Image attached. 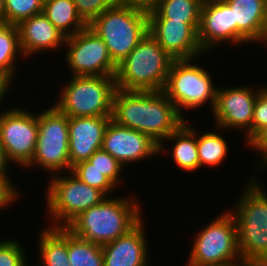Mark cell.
<instances>
[{
    "mask_svg": "<svg viewBox=\"0 0 267 266\" xmlns=\"http://www.w3.org/2000/svg\"><path fill=\"white\" fill-rule=\"evenodd\" d=\"M186 119L162 90L125 91L117 88L114 93L111 120L144 133L158 145Z\"/></svg>",
    "mask_w": 267,
    "mask_h": 266,
    "instance_id": "obj_1",
    "label": "cell"
},
{
    "mask_svg": "<svg viewBox=\"0 0 267 266\" xmlns=\"http://www.w3.org/2000/svg\"><path fill=\"white\" fill-rule=\"evenodd\" d=\"M110 197L80 213L65 228L82 240L103 245L125 235L144 218L135 196Z\"/></svg>",
    "mask_w": 267,
    "mask_h": 266,
    "instance_id": "obj_2",
    "label": "cell"
},
{
    "mask_svg": "<svg viewBox=\"0 0 267 266\" xmlns=\"http://www.w3.org/2000/svg\"><path fill=\"white\" fill-rule=\"evenodd\" d=\"M233 210L238 250L244 266L267 265V193L251 176ZM260 183V184H259Z\"/></svg>",
    "mask_w": 267,
    "mask_h": 266,
    "instance_id": "obj_3",
    "label": "cell"
},
{
    "mask_svg": "<svg viewBox=\"0 0 267 266\" xmlns=\"http://www.w3.org/2000/svg\"><path fill=\"white\" fill-rule=\"evenodd\" d=\"M88 27L104 41L113 63L118 66L148 33L147 4L120 0Z\"/></svg>",
    "mask_w": 267,
    "mask_h": 266,
    "instance_id": "obj_4",
    "label": "cell"
},
{
    "mask_svg": "<svg viewBox=\"0 0 267 266\" xmlns=\"http://www.w3.org/2000/svg\"><path fill=\"white\" fill-rule=\"evenodd\" d=\"M173 61L148 32L117 66L116 86L125 91H161Z\"/></svg>",
    "mask_w": 267,
    "mask_h": 266,
    "instance_id": "obj_5",
    "label": "cell"
},
{
    "mask_svg": "<svg viewBox=\"0 0 267 266\" xmlns=\"http://www.w3.org/2000/svg\"><path fill=\"white\" fill-rule=\"evenodd\" d=\"M54 106L68 117L111 116L115 76H70Z\"/></svg>",
    "mask_w": 267,
    "mask_h": 266,
    "instance_id": "obj_6",
    "label": "cell"
},
{
    "mask_svg": "<svg viewBox=\"0 0 267 266\" xmlns=\"http://www.w3.org/2000/svg\"><path fill=\"white\" fill-rule=\"evenodd\" d=\"M51 177L46 187L45 204L52 222L49 227L65 228L80 213L100 204L107 196L77 178L71 171Z\"/></svg>",
    "mask_w": 267,
    "mask_h": 266,
    "instance_id": "obj_7",
    "label": "cell"
},
{
    "mask_svg": "<svg viewBox=\"0 0 267 266\" xmlns=\"http://www.w3.org/2000/svg\"><path fill=\"white\" fill-rule=\"evenodd\" d=\"M194 60H174L162 90L184 118V110H196L206 103L212 112L218 89L208 69Z\"/></svg>",
    "mask_w": 267,
    "mask_h": 266,
    "instance_id": "obj_8",
    "label": "cell"
},
{
    "mask_svg": "<svg viewBox=\"0 0 267 266\" xmlns=\"http://www.w3.org/2000/svg\"><path fill=\"white\" fill-rule=\"evenodd\" d=\"M34 166L43 169L44 172H52V176L60 173L62 175L66 170L70 171L68 116L54 105L38 113L34 157L25 169Z\"/></svg>",
    "mask_w": 267,
    "mask_h": 266,
    "instance_id": "obj_9",
    "label": "cell"
},
{
    "mask_svg": "<svg viewBox=\"0 0 267 266\" xmlns=\"http://www.w3.org/2000/svg\"><path fill=\"white\" fill-rule=\"evenodd\" d=\"M188 262L200 265H243L236 222L229 209L196 233Z\"/></svg>",
    "mask_w": 267,
    "mask_h": 266,
    "instance_id": "obj_10",
    "label": "cell"
},
{
    "mask_svg": "<svg viewBox=\"0 0 267 266\" xmlns=\"http://www.w3.org/2000/svg\"><path fill=\"white\" fill-rule=\"evenodd\" d=\"M38 134V113L10 108L0 111V140L7 160L25 168L33 159Z\"/></svg>",
    "mask_w": 267,
    "mask_h": 266,
    "instance_id": "obj_11",
    "label": "cell"
},
{
    "mask_svg": "<svg viewBox=\"0 0 267 266\" xmlns=\"http://www.w3.org/2000/svg\"><path fill=\"white\" fill-rule=\"evenodd\" d=\"M65 61L72 76H116L104 41L89 27L65 39Z\"/></svg>",
    "mask_w": 267,
    "mask_h": 266,
    "instance_id": "obj_12",
    "label": "cell"
},
{
    "mask_svg": "<svg viewBox=\"0 0 267 266\" xmlns=\"http://www.w3.org/2000/svg\"><path fill=\"white\" fill-rule=\"evenodd\" d=\"M264 87L251 89L250 85L222 88L218 87L215 104L212 110L216 128L242 130L245 143L248 146L252 142V120L254 104L258 93Z\"/></svg>",
    "mask_w": 267,
    "mask_h": 266,
    "instance_id": "obj_13",
    "label": "cell"
},
{
    "mask_svg": "<svg viewBox=\"0 0 267 266\" xmlns=\"http://www.w3.org/2000/svg\"><path fill=\"white\" fill-rule=\"evenodd\" d=\"M199 25L148 19V32L174 60L198 59L205 54L198 40Z\"/></svg>",
    "mask_w": 267,
    "mask_h": 266,
    "instance_id": "obj_14",
    "label": "cell"
},
{
    "mask_svg": "<svg viewBox=\"0 0 267 266\" xmlns=\"http://www.w3.org/2000/svg\"><path fill=\"white\" fill-rule=\"evenodd\" d=\"M124 167L159 155V145L149 136L134 129L120 126L110 120L104 133L102 148Z\"/></svg>",
    "mask_w": 267,
    "mask_h": 266,
    "instance_id": "obj_15",
    "label": "cell"
},
{
    "mask_svg": "<svg viewBox=\"0 0 267 266\" xmlns=\"http://www.w3.org/2000/svg\"><path fill=\"white\" fill-rule=\"evenodd\" d=\"M198 40L206 54L225 42L237 46V24H233V10L225 2L203 1Z\"/></svg>",
    "mask_w": 267,
    "mask_h": 266,
    "instance_id": "obj_16",
    "label": "cell"
},
{
    "mask_svg": "<svg viewBox=\"0 0 267 266\" xmlns=\"http://www.w3.org/2000/svg\"><path fill=\"white\" fill-rule=\"evenodd\" d=\"M110 120L111 116L68 117L70 171L74 165L87 161L102 148Z\"/></svg>",
    "mask_w": 267,
    "mask_h": 266,
    "instance_id": "obj_17",
    "label": "cell"
},
{
    "mask_svg": "<svg viewBox=\"0 0 267 266\" xmlns=\"http://www.w3.org/2000/svg\"><path fill=\"white\" fill-rule=\"evenodd\" d=\"M144 223L142 219L125 235L101 245L103 266H145L150 263Z\"/></svg>",
    "mask_w": 267,
    "mask_h": 266,
    "instance_id": "obj_18",
    "label": "cell"
},
{
    "mask_svg": "<svg viewBox=\"0 0 267 266\" xmlns=\"http://www.w3.org/2000/svg\"><path fill=\"white\" fill-rule=\"evenodd\" d=\"M20 47L24 59L40 52L58 51L65 45L66 37L46 18L43 13L24 19L18 25ZM63 45V46H62Z\"/></svg>",
    "mask_w": 267,
    "mask_h": 266,
    "instance_id": "obj_19",
    "label": "cell"
},
{
    "mask_svg": "<svg viewBox=\"0 0 267 266\" xmlns=\"http://www.w3.org/2000/svg\"><path fill=\"white\" fill-rule=\"evenodd\" d=\"M237 24V46L246 43L267 44V0H227Z\"/></svg>",
    "mask_w": 267,
    "mask_h": 266,
    "instance_id": "obj_20",
    "label": "cell"
},
{
    "mask_svg": "<svg viewBox=\"0 0 267 266\" xmlns=\"http://www.w3.org/2000/svg\"><path fill=\"white\" fill-rule=\"evenodd\" d=\"M189 125V119L172 134H170L160 145L159 154L165 151L166 141L173 143L171 146V158L175 165L186 172L199 171V157L197 148V131ZM174 141V142H173ZM165 147V148H164Z\"/></svg>",
    "mask_w": 267,
    "mask_h": 266,
    "instance_id": "obj_21",
    "label": "cell"
},
{
    "mask_svg": "<svg viewBox=\"0 0 267 266\" xmlns=\"http://www.w3.org/2000/svg\"><path fill=\"white\" fill-rule=\"evenodd\" d=\"M39 235V265L36 266H71L68 261V230L52 228L46 225ZM33 265V266H34Z\"/></svg>",
    "mask_w": 267,
    "mask_h": 266,
    "instance_id": "obj_22",
    "label": "cell"
},
{
    "mask_svg": "<svg viewBox=\"0 0 267 266\" xmlns=\"http://www.w3.org/2000/svg\"><path fill=\"white\" fill-rule=\"evenodd\" d=\"M204 0H152L147 4L148 19H171L187 24H200Z\"/></svg>",
    "mask_w": 267,
    "mask_h": 266,
    "instance_id": "obj_23",
    "label": "cell"
},
{
    "mask_svg": "<svg viewBox=\"0 0 267 266\" xmlns=\"http://www.w3.org/2000/svg\"><path fill=\"white\" fill-rule=\"evenodd\" d=\"M42 13L66 38L88 27L72 0H44Z\"/></svg>",
    "mask_w": 267,
    "mask_h": 266,
    "instance_id": "obj_24",
    "label": "cell"
},
{
    "mask_svg": "<svg viewBox=\"0 0 267 266\" xmlns=\"http://www.w3.org/2000/svg\"><path fill=\"white\" fill-rule=\"evenodd\" d=\"M20 57L24 58V55L20 47L17 25L10 23L0 25V73L11 82L17 73V60H20Z\"/></svg>",
    "mask_w": 267,
    "mask_h": 266,
    "instance_id": "obj_25",
    "label": "cell"
},
{
    "mask_svg": "<svg viewBox=\"0 0 267 266\" xmlns=\"http://www.w3.org/2000/svg\"><path fill=\"white\" fill-rule=\"evenodd\" d=\"M205 131L204 133H199L197 130V148L199 157V169L208 166L216 168L220 166L224 161L227 160L226 156L229 153V144L219 133L218 129Z\"/></svg>",
    "mask_w": 267,
    "mask_h": 266,
    "instance_id": "obj_26",
    "label": "cell"
},
{
    "mask_svg": "<svg viewBox=\"0 0 267 266\" xmlns=\"http://www.w3.org/2000/svg\"><path fill=\"white\" fill-rule=\"evenodd\" d=\"M68 261L71 266H103L102 247L68 231Z\"/></svg>",
    "mask_w": 267,
    "mask_h": 266,
    "instance_id": "obj_27",
    "label": "cell"
},
{
    "mask_svg": "<svg viewBox=\"0 0 267 266\" xmlns=\"http://www.w3.org/2000/svg\"><path fill=\"white\" fill-rule=\"evenodd\" d=\"M71 172L87 185L101 190L107 197L115 189H118L102 172L94 168L88 161L77 163L72 167Z\"/></svg>",
    "mask_w": 267,
    "mask_h": 266,
    "instance_id": "obj_28",
    "label": "cell"
},
{
    "mask_svg": "<svg viewBox=\"0 0 267 266\" xmlns=\"http://www.w3.org/2000/svg\"><path fill=\"white\" fill-rule=\"evenodd\" d=\"M44 0H5L6 23L18 25L24 19L42 13Z\"/></svg>",
    "mask_w": 267,
    "mask_h": 266,
    "instance_id": "obj_29",
    "label": "cell"
},
{
    "mask_svg": "<svg viewBox=\"0 0 267 266\" xmlns=\"http://www.w3.org/2000/svg\"><path fill=\"white\" fill-rule=\"evenodd\" d=\"M94 168L102 172L116 187L123 178L124 166L108 152L102 149L95 151L87 160Z\"/></svg>",
    "mask_w": 267,
    "mask_h": 266,
    "instance_id": "obj_30",
    "label": "cell"
},
{
    "mask_svg": "<svg viewBox=\"0 0 267 266\" xmlns=\"http://www.w3.org/2000/svg\"><path fill=\"white\" fill-rule=\"evenodd\" d=\"M26 250L14 239L0 241V266H32L28 265Z\"/></svg>",
    "mask_w": 267,
    "mask_h": 266,
    "instance_id": "obj_31",
    "label": "cell"
},
{
    "mask_svg": "<svg viewBox=\"0 0 267 266\" xmlns=\"http://www.w3.org/2000/svg\"><path fill=\"white\" fill-rule=\"evenodd\" d=\"M81 18L89 25L105 10L115 6L120 0H72Z\"/></svg>",
    "mask_w": 267,
    "mask_h": 266,
    "instance_id": "obj_32",
    "label": "cell"
},
{
    "mask_svg": "<svg viewBox=\"0 0 267 266\" xmlns=\"http://www.w3.org/2000/svg\"><path fill=\"white\" fill-rule=\"evenodd\" d=\"M267 127V85L258 93L252 120V141Z\"/></svg>",
    "mask_w": 267,
    "mask_h": 266,
    "instance_id": "obj_33",
    "label": "cell"
},
{
    "mask_svg": "<svg viewBox=\"0 0 267 266\" xmlns=\"http://www.w3.org/2000/svg\"><path fill=\"white\" fill-rule=\"evenodd\" d=\"M17 188L10 176H0V209L10 207L19 199L21 193Z\"/></svg>",
    "mask_w": 267,
    "mask_h": 266,
    "instance_id": "obj_34",
    "label": "cell"
},
{
    "mask_svg": "<svg viewBox=\"0 0 267 266\" xmlns=\"http://www.w3.org/2000/svg\"><path fill=\"white\" fill-rule=\"evenodd\" d=\"M258 153L259 168L267 167V127L248 145ZM265 165V166H264Z\"/></svg>",
    "mask_w": 267,
    "mask_h": 266,
    "instance_id": "obj_35",
    "label": "cell"
},
{
    "mask_svg": "<svg viewBox=\"0 0 267 266\" xmlns=\"http://www.w3.org/2000/svg\"><path fill=\"white\" fill-rule=\"evenodd\" d=\"M11 163L7 160V157L4 152L2 142L0 140V176H9L8 169H10Z\"/></svg>",
    "mask_w": 267,
    "mask_h": 266,
    "instance_id": "obj_36",
    "label": "cell"
},
{
    "mask_svg": "<svg viewBox=\"0 0 267 266\" xmlns=\"http://www.w3.org/2000/svg\"><path fill=\"white\" fill-rule=\"evenodd\" d=\"M11 84L12 82L0 73V104L3 103L4 97H7L6 95L9 93L8 90L10 91Z\"/></svg>",
    "mask_w": 267,
    "mask_h": 266,
    "instance_id": "obj_37",
    "label": "cell"
},
{
    "mask_svg": "<svg viewBox=\"0 0 267 266\" xmlns=\"http://www.w3.org/2000/svg\"><path fill=\"white\" fill-rule=\"evenodd\" d=\"M6 23L5 0H0V25Z\"/></svg>",
    "mask_w": 267,
    "mask_h": 266,
    "instance_id": "obj_38",
    "label": "cell"
},
{
    "mask_svg": "<svg viewBox=\"0 0 267 266\" xmlns=\"http://www.w3.org/2000/svg\"><path fill=\"white\" fill-rule=\"evenodd\" d=\"M187 264L185 266H244V265H235V264H223V265H200L197 263H190L186 262Z\"/></svg>",
    "mask_w": 267,
    "mask_h": 266,
    "instance_id": "obj_39",
    "label": "cell"
},
{
    "mask_svg": "<svg viewBox=\"0 0 267 266\" xmlns=\"http://www.w3.org/2000/svg\"><path fill=\"white\" fill-rule=\"evenodd\" d=\"M207 1H210V2H226L227 0H207Z\"/></svg>",
    "mask_w": 267,
    "mask_h": 266,
    "instance_id": "obj_40",
    "label": "cell"
},
{
    "mask_svg": "<svg viewBox=\"0 0 267 266\" xmlns=\"http://www.w3.org/2000/svg\"><path fill=\"white\" fill-rule=\"evenodd\" d=\"M139 1L146 4V0H139Z\"/></svg>",
    "mask_w": 267,
    "mask_h": 266,
    "instance_id": "obj_41",
    "label": "cell"
}]
</instances>
